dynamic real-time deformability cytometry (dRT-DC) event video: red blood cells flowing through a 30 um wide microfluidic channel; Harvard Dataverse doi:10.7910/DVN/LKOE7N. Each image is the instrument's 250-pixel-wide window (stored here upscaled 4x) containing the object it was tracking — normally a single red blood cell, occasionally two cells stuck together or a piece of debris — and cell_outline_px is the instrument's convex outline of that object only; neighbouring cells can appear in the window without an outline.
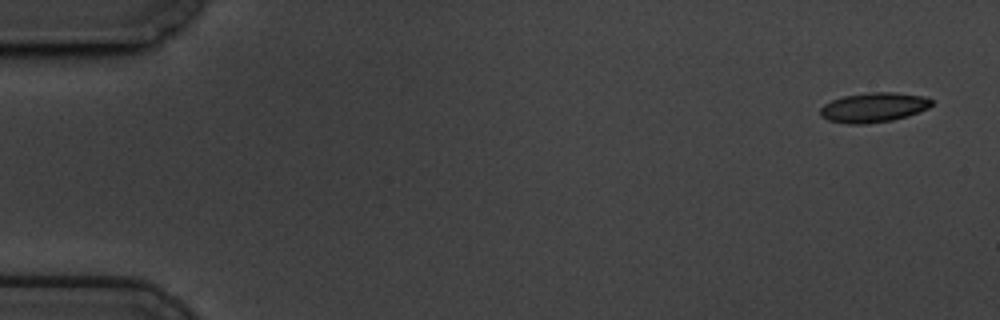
{"species": "common noctule bat (a hibernating species)", "species_latin": "Nyctalus noctula", "temperature_condition": "cold", "stored_images_in_passage": 4, "camera_frame_rate_fps": 3000, "um_per_image_px": 0.085, "animal": {"sex": "male", "body_mass_g": 19.5, "forearm_length_mm": 54.6}, "frame": {"image": 1, "passage_image": 1, "time_ms": 0.0, "image_size_px": [1000, 320], "cell_outline_px": [[932, 104], [928, 108], [908, 116], [892, 120], [864, 124], [848, 124], [828, 120], [820, 116], [820, 108], [824, 104], [832, 100], [844, 96], [868, 92], [892, 92], [924, 96], [932, 100]], "centroid_in_image_um": [74.24, 9.13], "position_along_channel_um": 10.8, "area_um2": 19.25}}